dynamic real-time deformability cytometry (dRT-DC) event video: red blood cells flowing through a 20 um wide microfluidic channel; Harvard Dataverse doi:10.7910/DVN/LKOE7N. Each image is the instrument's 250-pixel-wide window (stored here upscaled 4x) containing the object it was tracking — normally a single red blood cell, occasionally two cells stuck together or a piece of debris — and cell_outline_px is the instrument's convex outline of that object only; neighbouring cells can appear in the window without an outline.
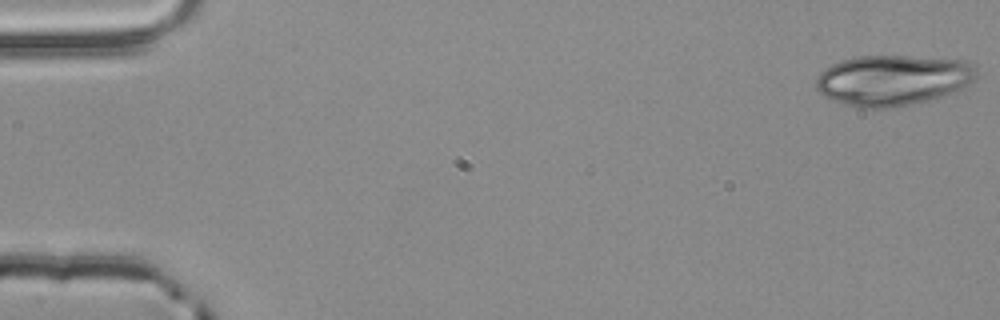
{"species": "common noctule bat (a hibernating species)", "species_latin": "Nyctalus noctula", "temperature_condition": "room temperature", "stored_images_in_passage": 53, "segment_of_instrument_passage": [1, 2], "camera_frame_rate_fps": 3000, "um_per_image_px": 0.085, "animal": {"sex": "male", "body_mass_g": 20.4}, "frame": {"image": 1, "passage_image": 1, "time_ms": 0.0, "image_size_px": [1000, 320], "cell_outline_px": [[980, 76], [960, 88], [944, 96], [932, 100], [912, 104], [888, 108], [856, 108], [844, 104], [824, 96], [816, 88], [816, 76], [824, 68], [840, 60], [856, 56], [908, 56], [968, 60], [976, 68]], "centroid_in_image_um": [75.9, 6.81], "position_along_channel_um": 9.1, "area_um2": 47.8}}